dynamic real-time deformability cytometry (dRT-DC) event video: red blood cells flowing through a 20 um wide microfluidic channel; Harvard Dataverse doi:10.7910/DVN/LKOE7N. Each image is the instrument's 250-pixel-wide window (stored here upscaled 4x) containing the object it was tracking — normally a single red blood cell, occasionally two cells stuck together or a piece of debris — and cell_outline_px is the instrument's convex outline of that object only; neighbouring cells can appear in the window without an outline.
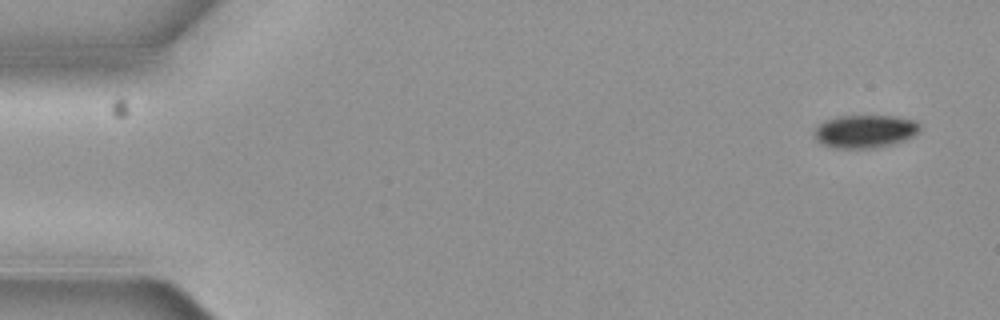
{"species": "common noctule bat (a hibernating species)", "species_latin": "Nyctalus noctula", "temperature_condition": "cold", "stored_images_in_passage": 5, "camera_frame_rate_fps": 3000, "um_per_image_px": 0.085, "animal": {"sex": "female", "body_mass_g": 19.3, "forearm_length_mm": 54.1}, "frame": {"image": 1, "passage_image": 1, "time_ms": 0.0, "image_size_px": [1000, 320], "cell_outline_px": [[920, 128], [912, 136], [904, 140], [892, 144], [872, 148], [836, 148], [820, 144], [816, 140], [812, 132], [824, 120], [836, 116], [892, 116], [912, 120], [920, 124]], "centroid_in_image_um": [73.45, 11.16], "position_along_channel_um": 11.5, "area_um2": 20.23}}
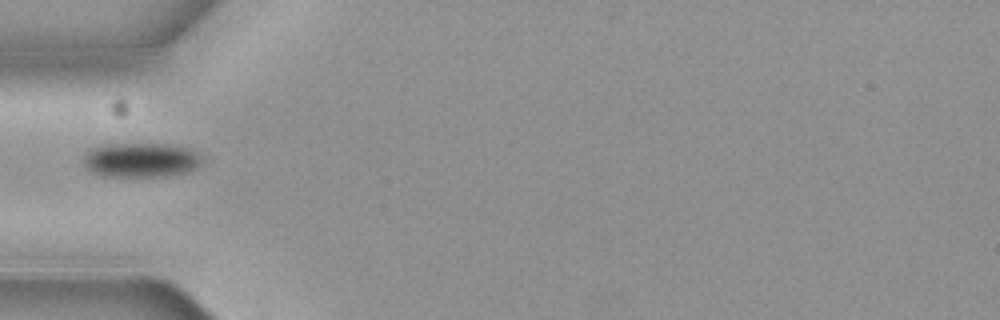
{"frame": {"image": 2, "passage_image": 5, "time_ms": 1.333, "image_size_px": [1000, 320], "cell_outline_px": [[200, 164], [196, 168], [188, 172], [168, 176], [100, 176], [92, 172], [84, 164], [84, 160], [88, 152], [92, 148], [104, 144], [172, 144], [192, 148], [200, 156]], "centroid_in_image_um": [12.01, 13.6], "position_along_channel_um": 73.0, "area_um2": 23.87}}